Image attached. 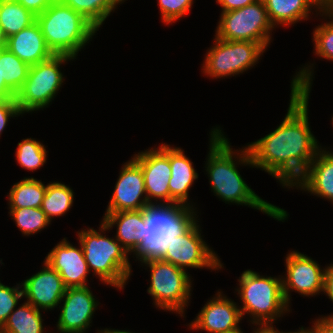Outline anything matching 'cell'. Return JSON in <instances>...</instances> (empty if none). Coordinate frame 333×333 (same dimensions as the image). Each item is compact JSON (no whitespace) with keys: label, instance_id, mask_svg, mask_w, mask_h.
Returning a JSON list of instances; mask_svg holds the SVG:
<instances>
[{"label":"cell","instance_id":"obj_37","mask_svg":"<svg viewBox=\"0 0 333 333\" xmlns=\"http://www.w3.org/2000/svg\"><path fill=\"white\" fill-rule=\"evenodd\" d=\"M35 16L44 12L55 0H15Z\"/></svg>","mask_w":333,"mask_h":333},{"label":"cell","instance_id":"obj_19","mask_svg":"<svg viewBox=\"0 0 333 333\" xmlns=\"http://www.w3.org/2000/svg\"><path fill=\"white\" fill-rule=\"evenodd\" d=\"M291 189L310 193L333 204V151L330 147L321 146L304 175Z\"/></svg>","mask_w":333,"mask_h":333},{"label":"cell","instance_id":"obj_42","mask_svg":"<svg viewBox=\"0 0 333 333\" xmlns=\"http://www.w3.org/2000/svg\"><path fill=\"white\" fill-rule=\"evenodd\" d=\"M7 40L8 38L6 37L4 30L0 26V51L7 48Z\"/></svg>","mask_w":333,"mask_h":333},{"label":"cell","instance_id":"obj_48","mask_svg":"<svg viewBox=\"0 0 333 333\" xmlns=\"http://www.w3.org/2000/svg\"><path fill=\"white\" fill-rule=\"evenodd\" d=\"M331 117H332V119H331V123H332V127H333V115H332Z\"/></svg>","mask_w":333,"mask_h":333},{"label":"cell","instance_id":"obj_36","mask_svg":"<svg viewBox=\"0 0 333 333\" xmlns=\"http://www.w3.org/2000/svg\"><path fill=\"white\" fill-rule=\"evenodd\" d=\"M323 294L327 296L333 303V264L330 263L327 265V269L325 271L324 276V289ZM318 318L322 319H333V313L328 315H321Z\"/></svg>","mask_w":333,"mask_h":333},{"label":"cell","instance_id":"obj_18","mask_svg":"<svg viewBox=\"0 0 333 333\" xmlns=\"http://www.w3.org/2000/svg\"><path fill=\"white\" fill-rule=\"evenodd\" d=\"M74 246L66 237L48 252L44 261L55 269L66 288L85 287L88 284V269L83 249L79 243Z\"/></svg>","mask_w":333,"mask_h":333},{"label":"cell","instance_id":"obj_43","mask_svg":"<svg viewBox=\"0 0 333 333\" xmlns=\"http://www.w3.org/2000/svg\"><path fill=\"white\" fill-rule=\"evenodd\" d=\"M279 333H312L311 332V327H303V326H301V327H299V329H297V331L295 330V331H283V330H279Z\"/></svg>","mask_w":333,"mask_h":333},{"label":"cell","instance_id":"obj_14","mask_svg":"<svg viewBox=\"0 0 333 333\" xmlns=\"http://www.w3.org/2000/svg\"><path fill=\"white\" fill-rule=\"evenodd\" d=\"M90 289V286L65 289L64 296L58 306L60 313L56 332L88 333L87 330L92 327L94 313L100 306L98 298Z\"/></svg>","mask_w":333,"mask_h":333},{"label":"cell","instance_id":"obj_46","mask_svg":"<svg viewBox=\"0 0 333 333\" xmlns=\"http://www.w3.org/2000/svg\"><path fill=\"white\" fill-rule=\"evenodd\" d=\"M125 1H127V0H113V2H114L117 6L123 4Z\"/></svg>","mask_w":333,"mask_h":333},{"label":"cell","instance_id":"obj_9","mask_svg":"<svg viewBox=\"0 0 333 333\" xmlns=\"http://www.w3.org/2000/svg\"><path fill=\"white\" fill-rule=\"evenodd\" d=\"M212 44L205 53L201 72L216 80L251 70L266 52L260 43L251 41H226L214 36Z\"/></svg>","mask_w":333,"mask_h":333},{"label":"cell","instance_id":"obj_11","mask_svg":"<svg viewBox=\"0 0 333 333\" xmlns=\"http://www.w3.org/2000/svg\"><path fill=\"white\" fill-rule=\"evenodd\" d=\"M196 221L184 234L173 237L164 249L161 260L172 263L188 272V269L222 270L224 264L218 254L206 243Z\"/></svg>","mask_w":333,"mask_h":333},{"label":"cell","instance_id":"obj_25","mask_svg":"<svg viewBox=\"0 0 333 333\" xmlns=\"http://www.w3.org/2000/svg\"><path fill=\"white\" fill-rule=\"evenodd\" d=\"M46 184L34 177H24L7 193L8 208H41Z\"/></svg>","mask_w":333,"mask_h":333},{"label":"cell","instance_id":"obj_8","mask_svg":"<svg viewBox=\"0 0 333 333\" xmlns=\"http://www.w3.org/2000/svg\"><path fill=\"white\" fill-rule=\"evenodd\" d=\"M74 60L69 55L54 54L45 61L31 65L27 79L15 96L20 112L32 114L48 108L65 81L62 65Z\"/></svg>","mask_w":333,"mask_h":333},{"label":"cell","instance_id":"obj_27","mask_svg":"<svg viewBox=\"0 0 333 333\" xmlns=\"http://www.w3.org/2000/svg\"><path fill=\"white\" fill-rule=\"evenodd\" d=\"M36 21V16L15 0H0V26L7 38Z\"/></svg>","mask_w":333,"mask_h":333},{"label":"cell","instance_id":"obj_40","mask_svg":"<svg viewBox=\"0 0 333 333\" xmlns=\"http://www.w3.org/2000/svg\"><path fill=\"white\" fill-rule=\"evenodd\" d=\"M16 94L6 85L4 79H1L0 72V100L15 99Z\"/></svg>","mask_w":333,"mask_h":333},{"label":"cell","instance_id":"obj_44","mask_svg":"<svg viewBox=\"0 0 333 333\" xmlns=\"http://www.w3.org/2000/svg\"><path fill=\"white\" fill-rule=\"evenodd\" d=\"M250 326L254 328L251 333H257L261 329V327L254 325V324H253V326L252 325H250ZM227 333H245V332L239 327L238 329L231 331V332H227Z\"/></svg>","mask_w":333,"mask_h":333},{"label":"cell","instance_id":"obj_34","mask_svg":"<svg viewBox=\"0 0 333 333\" xmlns=\"http://www.w3.org/2000/svg\"><path fill=\"white\" fill-rule=\"evenodd\" d=\"M15 286H7L0 282V328L7 321L10 313L17 307L19 300L23 299L21 283Z\"/></svg>","mask_w":333,"mask_h":333},{"label":"cell","instance_id":"obj_23","mask_svg":"<svg viewBox=\"0 0 333 333\" xmlns=\"http://www.w3.org/2000/svg\"><path fill=\"white\" fill-rule=\"evenodd\" d=\"M7 49L30 66L45 61L54 55L47 46L37 21L9 37Z\"/></svg>","mask_w":333,"mask_h":333},{"label":"cell","instance_id":"obj_5","mask_svg":"<svg viewBox=\"0 0 333 333\" xmlns=\"http://www.w3.org/2000/svg\"><path fill=\"white\" fill-rule=\"evenodd\" d=\"M144 239L132 253L136 262L161 259L169 241L184 234L198 219L197 208L182 204H148ZM135 256V257H134Z\"/></svg>","mask_w":333,"mask_h":333},{"label":"cell","instance_id":"obj_12","mask_svg":"<svg viewBox=\"0 0 333 333\" xmlns=\"http://www.w3.org/2000/svg\"><path fill=\"white\" fill-rule=\"evenodd\" d=\"M284 261L286 272L281 276L282 289L290 307L293 291L309 298L323 294L326 265L321 267L316 260L297 250L287 252Z\"/></svg>","mask_w":333,"mask_h":333},{"label":"cell","instance_id":"obj_15","mask_svg":"<svg viewBox=\"0 0 333 333\" xmlns=\"http://www.w3.org/2000/svg\"><path fill=\"white\" fill-rule=\"evenodd\" d=\"M233 299L223 294L221 289L207 300L205 305L196 314V317L187 324L192 331H206L207 333H227L238 329L243 320L239 305Z\"/></svg>","mask_w":333,"mask_h":333},{"label":"cell","instance_id":"obj_28","mask_svg":"<svg viewBox=\"0 0 333 333\" xmlns=\"http://www.w3.org/2000/svg\"><path fill=\"white\" fill-rule=\"evenodd\" d=\"M88 20L98 31L118 6L113 0H59Z\"/></svg>","mask_w":333,"mask_h":333},{"label":"cell","instance_id":"obj_20","mask_svg":"<svg viewBox=\"0 0 333 333\" xmlns=\"http://www.w3.org/2000/svg\"><path fill=\"white\" fill-rule=\"evenodd\" d=\"M270 22L274 28L295 26L297 22L311 19V13L316 12L315 17L329 4L327 0H263ZM313 9L315 11H313ZM318 12V13H317ZM310 17V18H309Z\"/></svg>","mask_w":333,"mask_h":333},{"label":"cell","instance_id":"obj_22","mask_svg":"<svg viewBox=\"0 0 333 333\" xmlns=\"http://www.w3.org/2000/svg\"><path fill=\"white\" fill-rule=\"evenodd\" d=\"M102 222L109 230L116 227V234L113 237L120 242L131 257L144 239L146 231L144 209L104 213Z\"/></svg>","mask_w":333,"mask_h":333},{"label":"cell","instance_id":"obj_21","mask_svg":"<svg viewBox=\"0 0 333 333\" xmlns=\"http://www.w3.org/2000/svg\"><path fill=\"white\" fill-rule=\"evenodd\" d=\"M193 164L182 148L170 145L171 178L168 184L170 204H182L196 208L189 198V190L199 177Z\"/></svg>","mask_w":333,"mask_h":333},{"label":"cell","instance_id":"obj_41","mask_svg":"<svg viewBox=\"0 0 333 333\" xmlns=\"http://www.w3.org/2000/svg\"><path fill=\"white\" fill-rule=\"evenodd\" d=\"M97 333H137V332H133L130 330H119V329H112V328H105V329H98Z\"/></svg>","mask_w":333,"mask_h":333},{"label":"cell","instance_id":"obj_1","mask_svg":"<svg viewBox=\"0 0 333 333\" xmlns=\"http://www.w3.org/2000/svg\"><path fill=\"white\" fill-rule=\"evenodd\" d=\"M301 66L290 82L289 105L283 121L264 137L246 144L254 167L289 190L321 148L311 132L308 117L315 65L309 62Z\"/></svg>","mask_w":333,"mask_h":333},{"label":"cell","instance_id":"obj_3","mask_svg":"<svg viewBox=\"0 0 333 333\" xmlns=\"http://www.w3.org/2000/svg\"><path fill=\"white\" fill-rule=\"evenodd\" d=\"M237 279L236 291L241 305H238L242 318L247 314L250 324L261 328H274L275 322L290 314L291 307L286 303L281 275L267 276L247 269Z\"/></svg>","mask_w":333,"mask_h":333},{"label":"cell","instance_id":"obj_38","mask_svg":"<svg viewBox=\"0 0 333 333\" xmlns=\"http://www.w3.org/2000/svg\"><path fill=\"white\" fill-rule=\"evenodd\" d=\"M257 0H216L217 5L221 7V12H227L239 8H243Z\"/></svg>","mask_w":333,"mask_h":333},{"label":"cell","instance_id":"obj_24","mask_svg":"<svg viewBox=\"0 0 333 333\" xmlns=\"http://www.w3.org/2000/svg\"><path fill=\"white\" fill-rule=\"evenodd\" d=\"M41 312L44 311L24 300L10 313L0 333H47Z\"/></svg>","mask_w":333,"mask_h":333},{"label":"cell","instance_id":"obj_16","mask_svg":"<svg viewBox=\"0 0 333 333\" xmlns=\"http://www.w3.org/2000/svg\"><path fill=\"white\" fill-rule=\"evenodd\" d=\"M148 204L141 166L131 157L122 164L105 213L141 210Z\"/></svg>","mask_w":333,"mask_h":333},{"label":"cell","instance_id":"obj_4","mask_svg":"<svg viewBox=\"0 0 333 333\" xmlns=\"http://www.w3.org/2000/svg\"><path fill=\"white\" fill-rule=\"evenodd\" d=\"M107 231L110 230L100 221L98 230L83 228L76 236L90 273L93 271L92 275L106 286L124 290L132 275L129 254L115 237L106 235Z\"/></svg>","mask_w":333,"mask_h":333},{"label":"cell","instance_id":"obj_47","mask_svg":"<svg viewBox=\"0 0 333 333\" xmlns=\"http://www.w3.org/2000/svg\"><path fill=\"white\" fill-rule=\"evenodd\" d=\"M328 4L333 5V0H327Z\"/></svg>","mask_w":333,"mask_h":333},{"label":"cell","instance_id":"obj_10","mask_svg":"<svg viewBox=\"0 0 333 333\" xmlns=\"http://www.w3.org/2000/svg\"><path fill=\"white\" fill-rule=\"evenodd\" d=\"M219 17L215 37L226 41L256 42L268 50L275 28L269 20L263 0H257L243 8L221 12Z\"/></svg>","mask_w":333,"mask_h":333},{"label":"cell","instance_id":"obj_31","mask_svg":"<svg viewBox=\"0 0 333 333\" xmlns=\"http://www.w3.org/2000/svg\"><path fill=\"white\" fill-rule=\"evenodd\" d=\"M9 217L13 219L15 225L22 235L28 237L41 232L51 224L46 214L41 208H8Z\"/></svg>","mask_w":333,"mask_h":333},{"label":"cell","instance_id":"obj_7","mask_svg":"<svg viewBox=\"0 0 333 333\" xmlns=\"http://www.w3.org/2000/svg\"><path fill=\"white\" fill-rule=\"evenodd\" d=\"M149 269L150 280L147 293L152 297L156 309L185 317L193 292L192 276L186 270L161 259L139 263Z\"/></svg>","mask_w":333,"mask_h":333},{"label":"cell","instance_id":"obj_29","mask_svg":"<svg viewBox=\"0 0 333 333\" xmlns=\"http://www.w3.org/2000/svg\"><path fill=\"white\" fill-rule=\"evenodd\" d=\"M319 17L324 20L312 32L313 54L317 58L320 57L333 62V5L329 4L320 12Z\"/></svg>","mask_w":333,"mask_h":333},{"label":"cell","instance_id":"obj_33","mask_svg":"<svg viewBox=\"0 0 333 333\" xmlns=\"http://www.w3.org/2000/svg\"><path fill=\"white\" fill-rule=\"evenodd\" d=\"M161 22L171 25L178 20L186 17L191 11L194 0H157Z\"/></svg>","mask_w":333,"mask_h":333},{"label":"cell","instance_id":"obj_49","mask_svg":"<svg viewBox=\"0 0 333 333\" xmlns=\"http://www.w3.org/2000/svg\"><path fill=\"white\" fill-rule=\"evenodd\" d=\"M2 264H3L2 259H0V265H2ZM0 282H1V280H0Z\"/></svg>","mask_w":333,"mask_h":333},{"label":"cell","instance_id":"obj_26","mask_svg":"<svg viewBox=\"0 0 333 333\" xmlns=\"http://www.w3.org/2000/svg\"><path fill=\"white\" fill-rule=\"evenodd\" d=\"M74 203V190L59 181L47 183L41 209L52 222L54 217L65 216Z\"/></svg>","mask_w":333,"mask_h":333},{"label":"cell","instance_id":"obj_39","mask_svg":"<svg viewBox=\"0 0 333 333\" xmlns=\"http://www.w3.org/2000/svg\"><path fill=\"white\" fill-rule=\"evenodd\" d=\"M312 333H333V319L315 318L311 326Z\"/></svg>","mask_w":333,"mask_h":333},{"label":"cell","instance_id":"obj_17","mask_svg":"<svg viewBox=\"0 0 333 333\" xmlns=\"http://www.w3.org/2000/svg\"><path fill=\"white\" fill-rule=\"evenodd\" d=\"M40 271L21 281L23 298L42 311L58 309L66 287L59 273L43 260Z\"/></svg>","mask_w":333,"mask_h":333},{"label":"cell","instance_id":"obj_35","mask_svg":"<svg viewBox=\"0 0 333 333\" xmlns=\"http://www.w3.org/2000/svg\"><path fill=\"white\" fill-rule=\"evenodd\" d=\"M23 116L15 99L0 100V137L11 118Z\"/></svg>","mask_w":333,"mask_h":333},{"label":"cell","instance_id":"obj_45","mask_svg":"<svg viewBox=\"0 0 333 333\" xmlns=\"http://www.w3.org/2000/svg\"><path fill=\"white\" fill-rule=\"evenodd\" d=\"M257 333H279V329L274 328H261Z\"/></svg>","mask_w":333,"mask_h":333},{"label":"cell","instance_id":"obj_30","mask_svg":"<svg viewBox=\"0 0 333 333\" xmlns=\"http://www.w3.org/2000/svg\"><path fill=\"white\" fill-rule=\"evenodd\" d=\"M30 65L20 60L7 48L0 51L1 79L16 94L28 77Z\"/></svg>","mask_w":333,"mask_h":333},{"label":"cell","instance_id":"obj_13","mask_svg":"<svg viewBox=\"0 0 333 333\" xmlns=\"http://www.w3.org/2000/svg\"><path fill=\"white\" fill-rule=\"evenodd\" d=\"M141 166L149 204H170V144L161 143L132 155Z\"/></svg>","mask_w":333,"mask_h":333},{"label":"cell","instance_id":"obj_2","mask_svg":"<svg viewBox=\"0 0 333 333\" xmlns=\"http://www.w3.org/2000/svg\"><path fill=\"white\" fill-rule=\"evenodd\" d=\"M222 130L220 126L213 127L208 137L209 152L204 172L209 178L211 192L226 204L248 206L279 222H285L289 213L262 199L242 178L239 165L255 168L247 146L233 149L230 139Z\"/></svg>","mask_w":333,"mask_h":333},{"label":"cell","instance_id":"obj_32","mask_svg":"<svg viewBox=\"0 0 333 333\" xmlns=\"http://www.w3.org/2000/svg\"><path fill=\"white\" fill-rule=\"evenodd\" d=\"M17 145L15 157L21 168L34 172L44 166L48 151L42 142L30 137L23 138Z\"/></svg>","mask_w":333,"mask_h":333},{"label":"cell","instance_id":"obj_6","mask_svg":"<svg viewBox=\"0 0 333 333\" xmlns=\"http://www.w3.org/2000/svg\"><path fill=\"white\" fill-rule=\"evenodd\" d=\"M36 21L54 54L69 55L75 59L98 31L81 14L59 0L37 15Z\"/></svg>","mask_w":333,"mask_h":333}]
</instances>
